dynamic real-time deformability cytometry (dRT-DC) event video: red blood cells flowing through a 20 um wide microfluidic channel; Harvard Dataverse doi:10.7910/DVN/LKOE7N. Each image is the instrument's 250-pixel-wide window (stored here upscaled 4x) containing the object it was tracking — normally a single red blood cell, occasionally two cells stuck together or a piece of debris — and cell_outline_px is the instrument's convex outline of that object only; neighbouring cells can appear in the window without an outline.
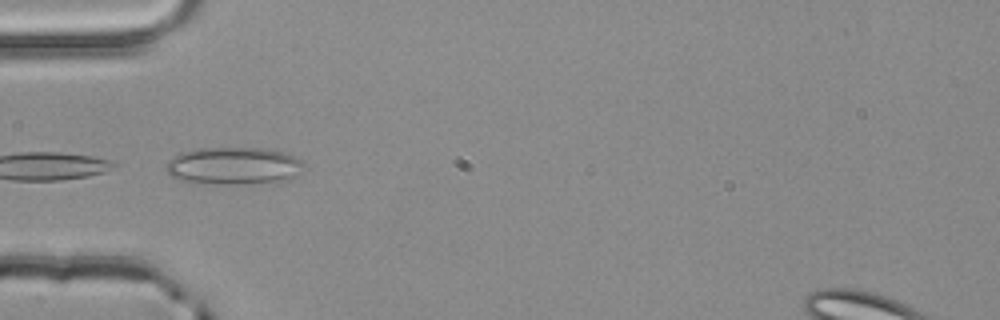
{"species": "common noctule bat (a hibernating species)", "species_latin": "Nyctalus noctula", "temperature_condition": "room temperature", "stored_images_in_passage": 4, "camera_frame_rate_fps": 3000, "um_per_image_px": 0.085, "animal": {"sex": "male", "body_mass_g": 20.4}, "frame": {"image": 1, "passage_image": 4, "time_ms": 1.0, "image_size_px": [1000, 320], "cell_outline_px": [[304, 164], [296, 176], [288, 180], [232, 184], [228, 184], [184, 180], [172, 176], [164, 168], [168, 160], [172, 156], [180, 152], [200, 148], [264, 148], [284, 152], [304, 160]], "centroid_in_image_um": [19.88, 14.07], "position_along_channel_um": 65.1, "area_um2": 29.77}}